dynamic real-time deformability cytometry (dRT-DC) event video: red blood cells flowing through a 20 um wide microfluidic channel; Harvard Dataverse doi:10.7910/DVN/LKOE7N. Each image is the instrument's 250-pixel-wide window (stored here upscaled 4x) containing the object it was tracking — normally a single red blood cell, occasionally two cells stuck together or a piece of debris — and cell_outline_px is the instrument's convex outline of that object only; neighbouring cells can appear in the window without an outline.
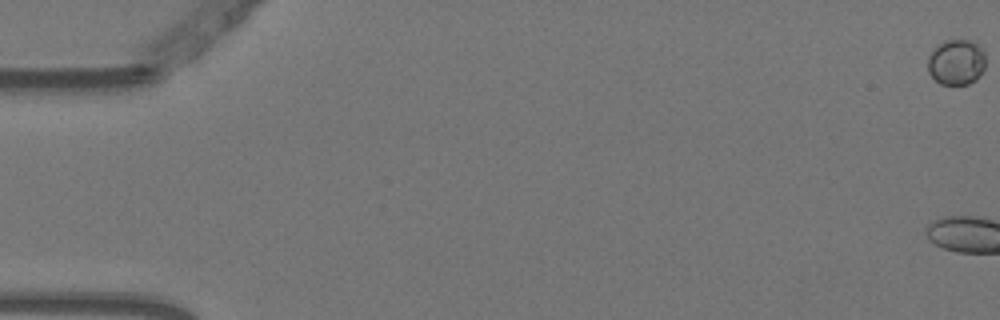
{"species": "Egyptian fruit bat (a non-hibernating species)", "species_latin": "Rousettus aegyptiacus", "temperature_condition": "warm", "stored_images_in_passage": 4, "camera_frame_rate_fps": 3000, "um_per_image_px": 0.085, "animal": {"sex": "female"}, "frame": {"image": 1, "passage_image": 1, "time_ms": 0.0, "image_size_px": [1000, 320], "cell_outline_px": [[984, 68], [980, 76], [976, 80], [968, 84], [940, 84], [928, 72], [928, 56], [944, 40], [968, 40], [976, 44], [984, 52]], "centroid_in_image_um": [81.29, 5.3], "position_along_channel_um": 3.7, "area_um2": 15.14}}